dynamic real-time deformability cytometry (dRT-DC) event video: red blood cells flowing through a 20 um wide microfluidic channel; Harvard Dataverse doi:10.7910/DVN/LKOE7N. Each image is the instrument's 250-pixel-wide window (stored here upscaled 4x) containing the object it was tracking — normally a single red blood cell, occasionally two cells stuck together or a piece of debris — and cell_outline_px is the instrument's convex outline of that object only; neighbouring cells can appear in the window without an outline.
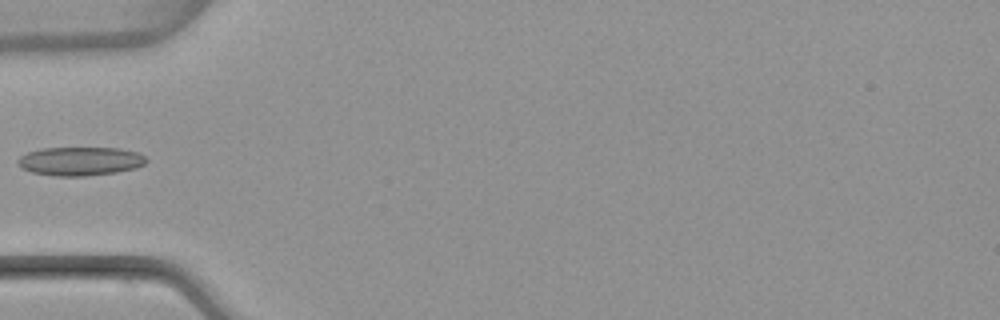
{"species": "common noctule bat (a hibernating species)", "species_latin": "Nyctalus noctula", "temperature_condition": "warm", "stored_images_in_passage": 2, "camera_frame_rate_fps": 3000, "um_per_image_px": 0.085, "animal": {"sex": "female", "body_mass_g": 22.7, "forearm_length_mm": 54.2}, "frame": {"image": 1, "passage_image": 2, "time_ms": 1.0, "image_size_px": [1000, 320], "cell_outline_px": [[148, 160], [144, 164], [136, 168], [116, 172], [84, 176], [56, 176], [32, 172], [16, 164], [16, 160], [20, 156], [28, 152], [44, 148], [120, 148], [140, 152]], "centroid_in_image_um": [6.84, 13.69], "position_along_channel_um": 78.2, "area_um2": 21.5}}